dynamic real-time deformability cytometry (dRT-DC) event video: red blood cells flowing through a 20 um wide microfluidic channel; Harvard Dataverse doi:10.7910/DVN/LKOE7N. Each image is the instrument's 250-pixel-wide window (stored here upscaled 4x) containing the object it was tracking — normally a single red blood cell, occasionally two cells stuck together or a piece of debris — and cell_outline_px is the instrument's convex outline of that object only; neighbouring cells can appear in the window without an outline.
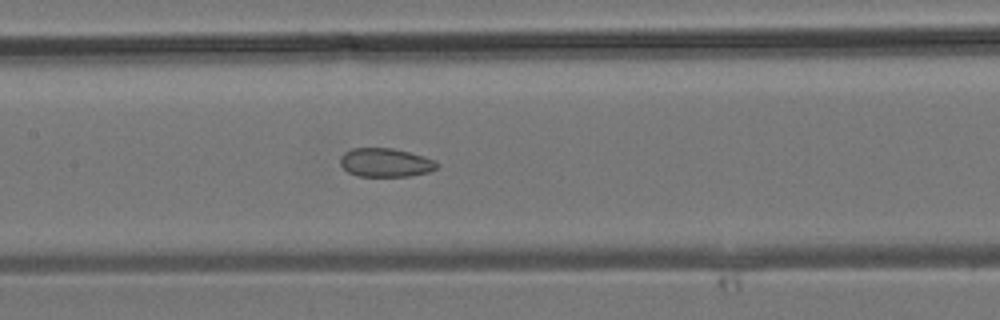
{"species": "common noctule bat (a hibernating species)", "species_latin": "Nyctalus noctula", "temperature_condition": "room temperature", "stored_images_in_passage": 37, "camera_frame_rate_fps": 3000, "um_per_image_px": 0.085, "animal": {"sex": "male", "body_mass_g": 19.2, "forearm_length_mm": 51.8}, "frame": {"image": 1, "passage_image": 17, "time_ms": 5.333, "image_size_px": [1000, 320], "cell_outline_px": [[440, 164], [436, 168], [428, 172], [408, 176], [360, 176], [348, 172], [340, 164], [340, 156], [344, 152], [352, 148], [392, 148], [424, 156], [436, 160]], "centroid_in_image_um": [32.77, 13.81], "position_along_channel_um": 174.6, "area_um2": 16.18}}
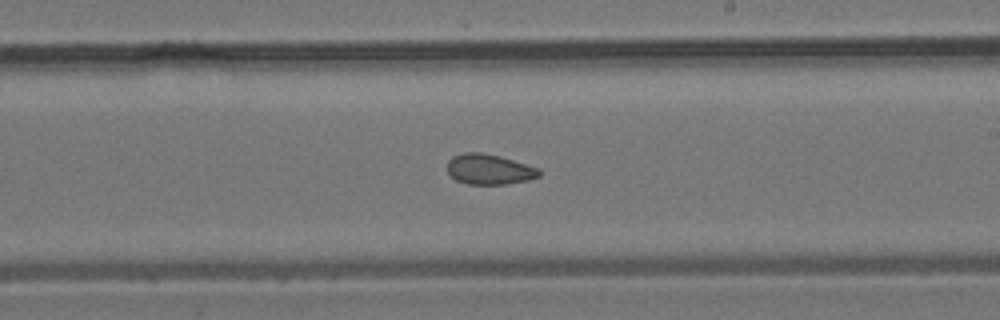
{"frame": {"image": 2, "passage_image": 21, "time_ms": 6.667, "image_size_px": [1000, 320], "cell_outline_px": [[540, 176], [528, 180], [504, 184], [468, 184], [456, 180], [448, 172], [448, 160], [452, 156], [464, 152], [480, 152], [500, 156], [540, 168]], "centroid_in_image_um": [41.59, 14.38], "position_along_channel_um": 247.4, "area_um2": 16.24}}
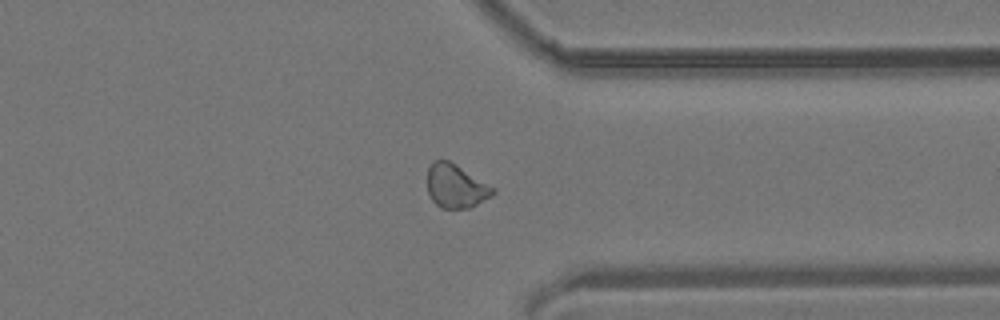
{"frame": {"image": 3, "passage_image": 28, "time_ms": 9.0, "image_size_px": [1000, 320], "cell_outline_px": [[496, 192], [492, 196], [468, 208], [440, 208], [432, 200], [428, 192], [428, 168], [436, 160], [448, 160], [456, 164], [496, 188]], "centroid_in_image_um": [38.77, 15.82], "position_along_channel_um": 372.6, "area_um2": 16.59}}